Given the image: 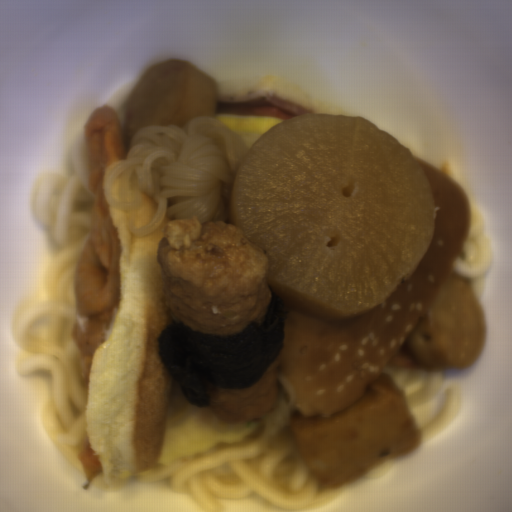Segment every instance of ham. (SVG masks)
I'll use <instances>...</instances> for the list:
<instances>
[{"label": "ham", "mask_w": 512, "mask_h": 512, "mask_svg": "<svg viewBox=\"0 0 512 512\" xmlns=\"http://www.w3.org/2000/svg\"><path fill=\"white\" fill-rule=\"evenodd\" d=\"M216 107L225 108H276L286 114L299 116L309 114L305 110L282 101L264 91H256L247 95L217 96Z\"/></svg>", "instance_id": "obj_1"}]
</instances>
